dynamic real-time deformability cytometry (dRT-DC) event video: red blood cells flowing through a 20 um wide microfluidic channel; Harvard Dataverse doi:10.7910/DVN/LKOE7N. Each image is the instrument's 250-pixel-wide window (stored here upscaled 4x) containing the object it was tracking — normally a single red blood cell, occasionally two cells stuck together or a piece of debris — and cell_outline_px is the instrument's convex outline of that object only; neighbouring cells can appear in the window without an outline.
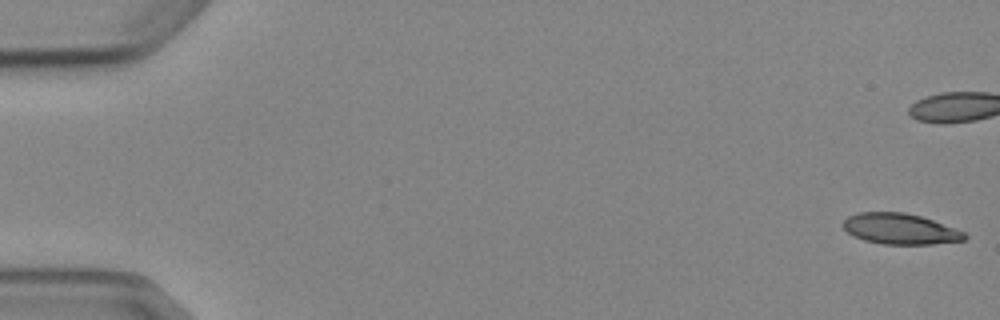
{"species": "Egyptian fruit bat (a non-hibernating species)", "species_latin": "Rousettus aegyptiacus", "temperature_condition": "cold", "stored_images_in_passage": 7, "camera_frame_rate_fps": 3000, "um_per_image_px": 0.085, "animal": {"sex": "female"}, "frame": {"image": 1, "passage_image": 1, "time_ms": 0.0, "image_size_px": [1000, 320], "cell_outline_px": [[968, 236], [964, 240], [932, 244], [884, 244], [864, 240], [848, 232], [844, 228], [844, 220], [848, 216], [856, 212], [904, 212], [920, 216], [932, 220], [964, 232]], "centroid_in_image_um": [76.5, 19.45], "position_along_channel_um": 8.5, "area_um2": 21.5}}
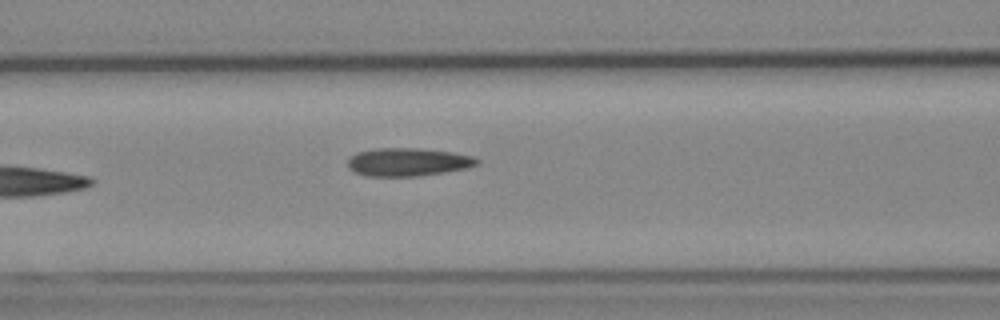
{"frame": {"image": 2, "passage_image": 7, "time_ms": 8.0, "image_size_px": [1000, 320], "cell_outline_px": [[480, 164], [468, 168], [444, 172], [416, 176], [364, 176], [352, 172], [348, 168], [348, 160], [356, 152], [376, 148], [420, 148], [452, 152], [476, 156], [480, 160]], "centroid_in_image_um": [34.69, 13.77], "position_along_channel_um": 131.9, "area_um2": 21.5}}